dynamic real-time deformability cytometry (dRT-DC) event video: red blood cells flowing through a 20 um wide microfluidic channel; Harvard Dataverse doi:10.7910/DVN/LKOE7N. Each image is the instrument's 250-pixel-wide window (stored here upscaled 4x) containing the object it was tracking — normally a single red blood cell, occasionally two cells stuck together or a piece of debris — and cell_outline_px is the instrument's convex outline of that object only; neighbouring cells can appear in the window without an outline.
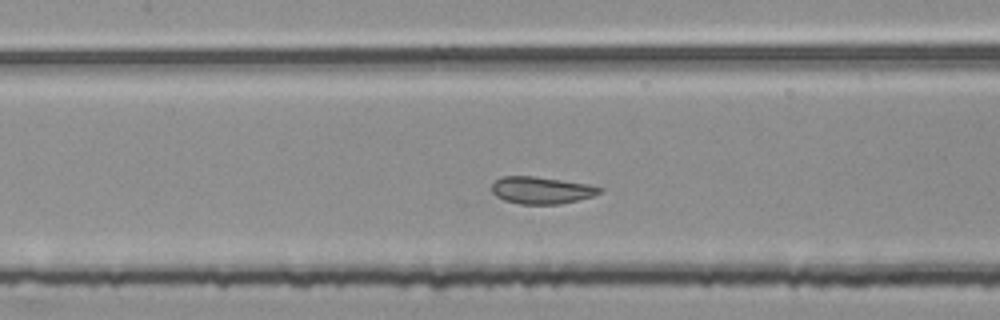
{"species": "common noctule bat (a hibernating species)", "species_latin": "Nyctalus noctula", "temperature_condition": "room temperature", "stored_images_in_passage": 45, "segment_of_instrument_passage": [2, 2], "camera_frame_rate_fps": 3000, "um_per_image_px": 0.085, "animal": {"sex": "female", "body_mass_g": 25.1}, "frame": {"image": 1, "passage_image": 18, "time_ms": 5.667, "image_size_px": [1000, 320], "cell_outline_px": [[604, 188], [600, 192], [592, 196], [560, 204], [520, 204], [504, 200], [496, 196], [492, 192], [492, 184], [500, 176], [536, 176], [588, 184]], "centroid_in_image_um": [45.99, 16.16], "position_along_channel_um": 161.4, "area_um2": 16.99}}
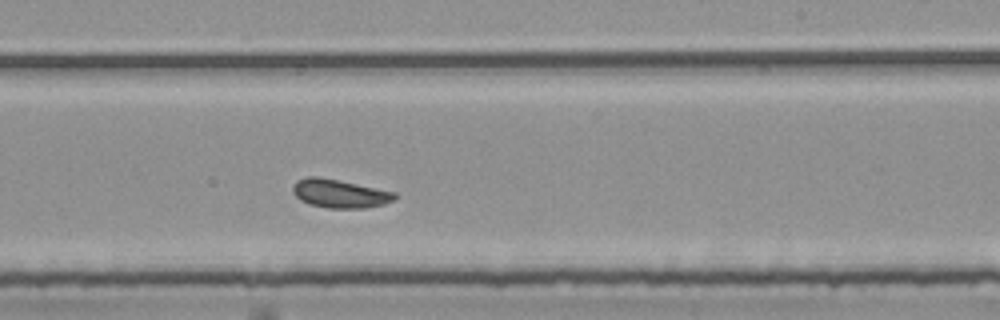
{"frame": {"image": 2, "passage_image": 26, "time_ms": 8.333, "image_size_px": [1000, 320], "cell_outline_px": [[400, 196], [396, 200], [384, 204], [364, 208], [328, 208], [308, 204], [300, 200], [292, 192], [292, 188], [296, 180], [308, 176], [316, 176], [396, 192]], "centroid_in_image_um": [28.89, 16.46], "position_along_channel_um": 260.1, "area_um2": 16.99}}
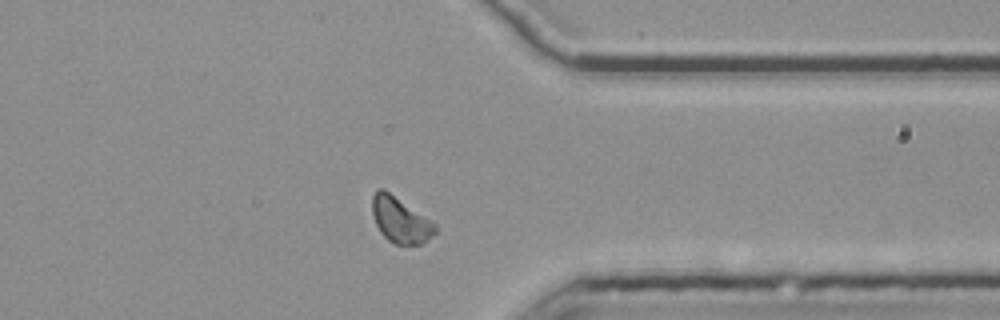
{"frame": {"image": 3, "passage_image": 36, "time_ms": 11.667, "image_size_px": [1000, 320], "cell_outline_px": [[436, 232], [424, 244], [396, 244], [388, 240], [380, 232], [376, 224], [372, 212], [372, 196], [376, 188], [384, 188], [432, 220], [436, 224]], "centroid_in_image_um": [34.03, 18.68], "position_along_channel_um": 377.4, "area_um2": 16.94}}